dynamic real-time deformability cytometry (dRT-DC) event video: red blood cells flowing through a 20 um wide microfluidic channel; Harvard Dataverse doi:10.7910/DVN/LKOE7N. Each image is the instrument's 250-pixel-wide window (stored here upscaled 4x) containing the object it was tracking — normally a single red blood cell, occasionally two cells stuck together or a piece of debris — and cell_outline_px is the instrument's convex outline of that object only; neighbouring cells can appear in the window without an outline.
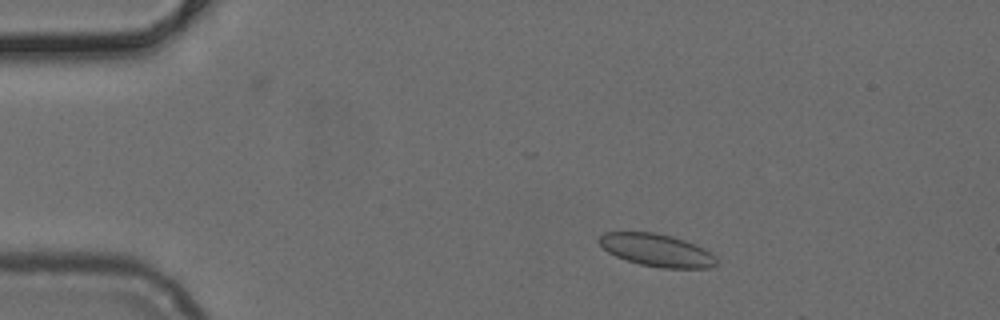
{"species": "common noctule bat (a hibernating species)", "species_latin": "Nyctalus noctula", "temperature_condition": "cold", "stored_images_in_passage": 10, "camera_frame_rate_fps": 3000, "um_per_image_px": 0.085, "animal": {"sex": "female", "body_mass_g": 24.6, "forearm_length_mm": 56.2}, "frame": {"image": 1, "passage_image": 7, "time_ms": 2.0, "image_size_px": [1000, 320], "cell_outline_px": [[716, 264], [708, 268], [660, 268], [640, 264], [616, 256], [608, 252], [596, 240], [604, 232], [656, 232], [672, 236], [684, 240], [704, 248], [712, 252], [716, 256]], "centroid_in_image_um": [55.83, 21.26], "position_along_channel_um": 29.2, "area_um2": 22.31}}